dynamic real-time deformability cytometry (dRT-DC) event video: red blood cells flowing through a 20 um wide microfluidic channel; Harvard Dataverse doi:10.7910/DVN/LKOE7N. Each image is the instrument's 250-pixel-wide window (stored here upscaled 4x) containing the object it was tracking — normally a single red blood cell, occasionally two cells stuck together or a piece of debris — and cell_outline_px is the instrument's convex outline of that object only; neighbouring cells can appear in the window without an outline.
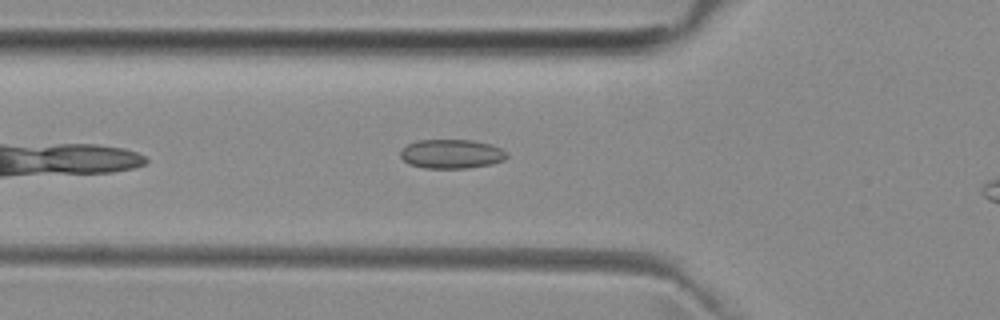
{"species": "common noctule bat (a hibernating species)", "species_latin": "Nyctalus noctula", "temperature_condition": "room temperature", "stored_images_in_passage": 5, "camera_frame_rate_fps": 3000, "um_per_image_px": 0.085, "animal": {"sex": "female", "body_mass_g": 29.2, "forearm_length_mm": 56.3}, "frame": {"image": 1, "passage_image": 4, "time_ms": 3.333, "image_size_px": [1000, 320], "cell_outline_px": [[508, 156], [504, 160], [492, 164], [468, 168], [424, 168], [408, 164], [400, 156], [400, 148], [416, 140], [472, 140], [492, 144], [508, 152]], "centroid_in_image_um": [38.38, 13.08], "position_along_channel_um": 87.4, "area_um2": 18.32}}